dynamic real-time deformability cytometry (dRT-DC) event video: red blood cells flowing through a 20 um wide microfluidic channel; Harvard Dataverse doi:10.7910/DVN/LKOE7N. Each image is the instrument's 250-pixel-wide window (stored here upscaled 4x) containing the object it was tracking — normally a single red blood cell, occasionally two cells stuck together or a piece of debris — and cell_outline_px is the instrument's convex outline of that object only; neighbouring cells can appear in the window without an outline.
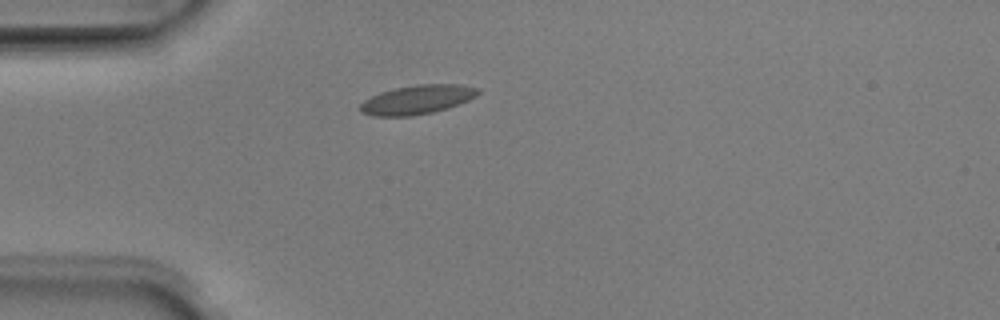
{"species": "Egyptian fruit bat (a non-hibernating species)", "species_latin": "Rousettus aegyptiacus", "temperature_condition": "room temperature", "stored_images_in_passage": 38, "camera_frame_rate_fps": 3000, "um_per_image_px": 0.085, "animal": {"sex": "male"}, "frame": {"image": 1, "passage_image": 1, "time_ms": 0.0, "image_size_px": [1000, 320], "cell_outline_px": [[480, 92], [476, 96], [468, 100], [448, 108], [432, 112], [412, 116], [372, 116], [360, 112], [360, 104], [364, 100], [380, 92], [396, 88], [416, 84], [460, 84], [480, 88]], "centroid_in_image_um": [35.47, 8.46], "position_along_channel_um": 49.5, "area_um2": 20.0}}
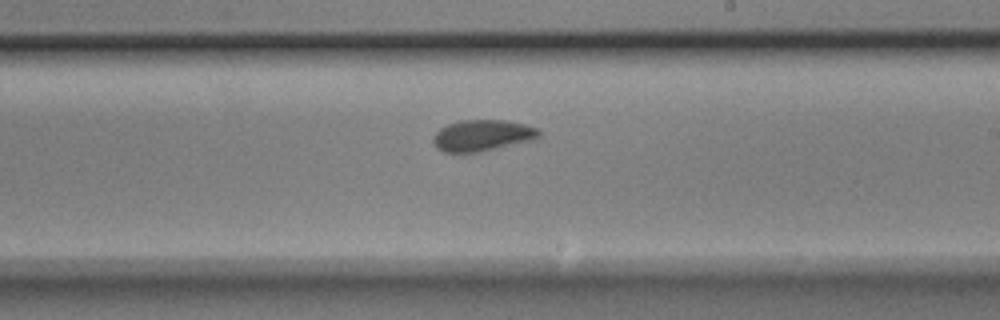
{"frame": {"image": 2, "passage_image": 17, "time_ms": 5.333, "image_size_px": [1000, 320], "cell_outline_px": [[540, 136], [532, 140], [496, 148], [476, 152], [444, 152], [436, 148], [432, 140], [432, 136], [440, 128], [448, 124], [460, 120], [504, 120], [524, 124], [536, 128], [540, 132]], "centroid_in_image_um": [40.95, 11.51], "position_along_channel_um": 248.0, "area_um2": 19.13}}
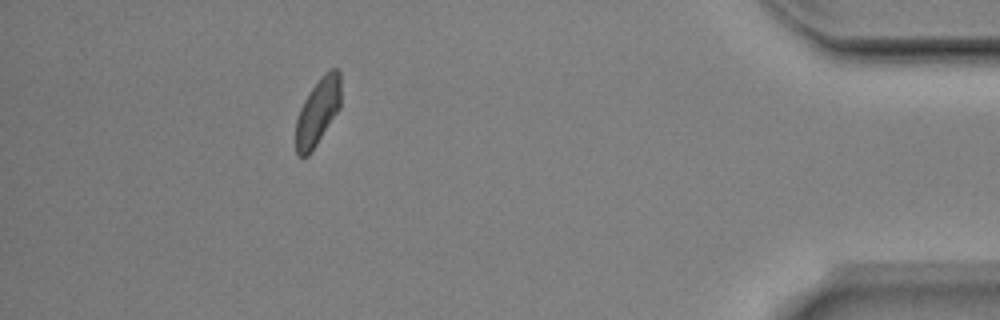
{"frame": {"image": 3, "passage_image": 33, "time_ms": 10.667, "image_size_px": [1000, 320], "cell_outline_px": [[340, 108], [308, 156], [300, 156], [296, 152], [296, 120], [300, 108], [304, 100], [312, 88], [328, 68], [336, 68], [340, 72]], "centroid_in_image_um": [27.01, 9.46], "position_along_channel_um": 408.2, "area_um2": 17.28}, "authors_computed_cell_mechanics": {"area_um2": 18.785, "velocity_mm_per_s": 3.9779, "shape_relaxation_time_tau1_ms": 3.4204, "shape_relaxation_time_tau2_ms": 0.9808, "deformation_change_tau1": 0.0767, "deformation_change_tau2": 0.0516}}